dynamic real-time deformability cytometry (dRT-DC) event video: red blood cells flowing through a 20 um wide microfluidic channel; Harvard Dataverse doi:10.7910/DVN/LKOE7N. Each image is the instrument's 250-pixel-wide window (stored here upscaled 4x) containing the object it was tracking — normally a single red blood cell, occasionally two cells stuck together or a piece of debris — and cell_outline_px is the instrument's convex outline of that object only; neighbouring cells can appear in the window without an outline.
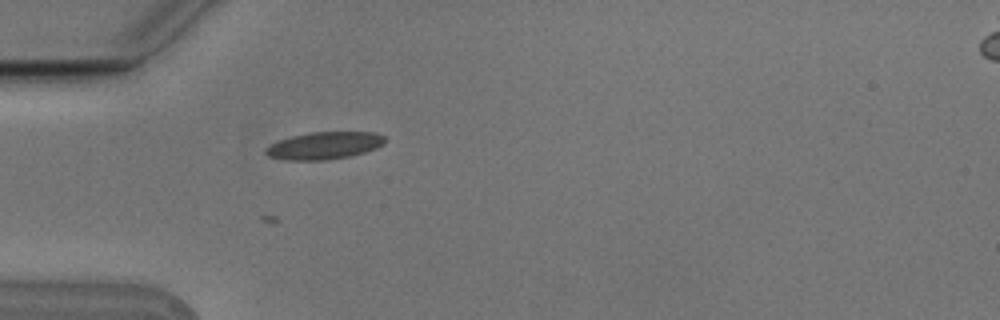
{"species": "Egyptian fruit bat (a non-hibernating species)", "species_latin": "Rousettus aegyptiacus", "temperature_condition": "cold", "stored_images_in_passage": 3, "camera_frame_rate_fps": 3000, "um_per_image_px": 0.085, "animal": {"sex": "male"}, "frame": {"image": 1, "passage_image": 3, "time_ms": 0.667, "image_size_px": [1000, 320], "cell_outline_px": [[388, 140], [384, 144], [376, 148], [352, 156], [324, 160], [284, 160], [268, 156], [264, 152], [264, 148], [280, 140], [292, 136], [312, 132], [376, 132], [384, 136]], "centroid_in_image_um": [27.59, 12.37], "position_along_channel_um": 57.4, "area_um2": 19.07}}